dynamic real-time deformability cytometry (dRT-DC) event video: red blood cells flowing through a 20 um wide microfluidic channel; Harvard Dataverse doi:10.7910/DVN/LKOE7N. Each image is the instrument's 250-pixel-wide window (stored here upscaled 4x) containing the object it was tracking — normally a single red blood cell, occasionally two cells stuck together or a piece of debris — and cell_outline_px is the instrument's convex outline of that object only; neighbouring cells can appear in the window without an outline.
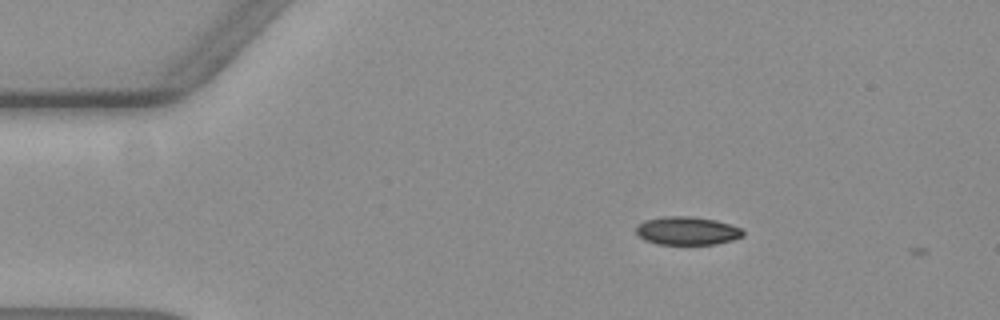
{"species": "common noctule bat (a hibernating species)", "species_latin": "Nyctalus noctula", "temperature_condition": "warm", "stored_images_in_passage": 4, "camera_frame_rate_fps": 3000, "um_per_image_px": 0.085, "animal": {"sex": "female", "body_mass_g": 19.3, "forearm_length_mm": 54.1}, "frame": {"image": 1, "passage_image": 2, "time_ms": 0.333, "image_size_px": [1000, 320], "cell_outline_px": [[744, 236], [732, 240], [716, 244], [656, 244], [644, 240], [636, 232], [636, 224], [644, 220], [668, 216], [688, 216], [716, 220], [740, 228], [744, 232]], "centroid_in_image_um": [58.38, 19.62], "position_along_channel_um": 26.6, "area_um2": 17.57}}